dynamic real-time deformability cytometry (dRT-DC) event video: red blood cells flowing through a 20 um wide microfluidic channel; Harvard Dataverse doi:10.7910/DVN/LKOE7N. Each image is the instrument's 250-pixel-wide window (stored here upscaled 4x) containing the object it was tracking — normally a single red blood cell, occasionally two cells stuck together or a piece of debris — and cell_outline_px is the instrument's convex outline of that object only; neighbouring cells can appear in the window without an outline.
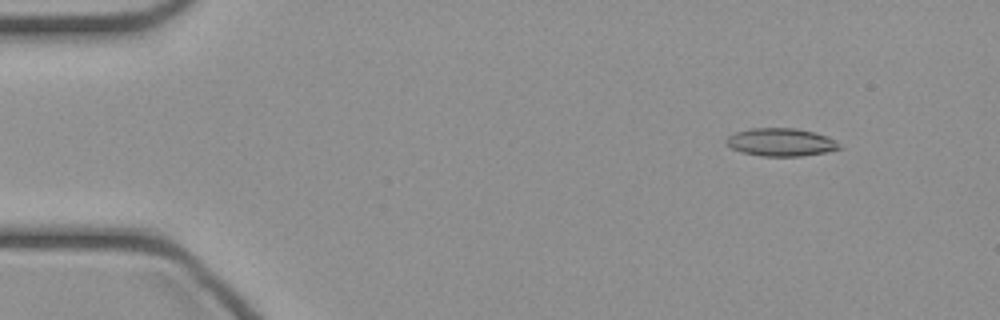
{"species": "common noctule bat (a hibernating species)", "species_latin": "Nyctalus noctula", "temperature_condition": "cold", "stored_images_in_passage": 46, "camera_frame_rate_fps": 3000, "um_per_image_px": 0.085, "animal": {"sex": "female", "body_mass_g": 21.9}, "frame": {"image": 1, "passage_image": 5, "time_ms": 1.333, "image_size_px": [1000, 320], "cell_outline_px": [[844, 148], [828, 152], [800, 156], [760, 156], [744, 152], [732, 148], [724, 140], [728, 136], [736, 132], [752, 128], [796, 128], [812, 132], [836, 140]], "centroid_in_image_um": [66.41, 12.09], "position_along_channel_um": 18.6, "area_um2": 18.32}}
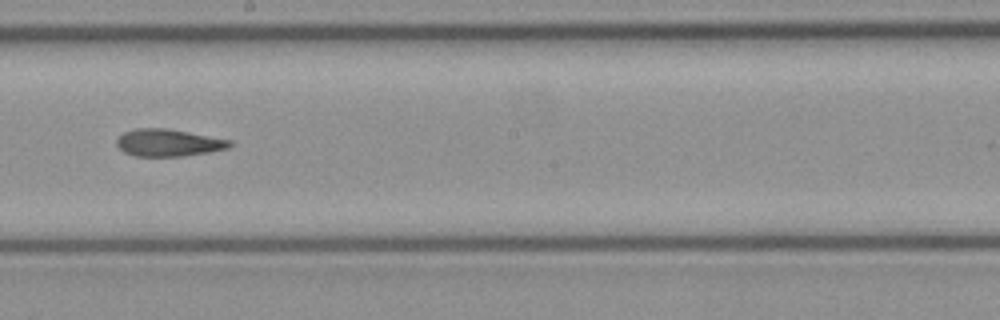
{"frame": {"image": 2, "passage_image": 26, "time_ms": 8.333, "image_size_px": [1000, 320], "cell_outline_px": [[232, 144], [228, 148], [208, 152], [184, 156], [136, 156], [124, 152], [116, 144], [116, 140], [124, 132], [136, 128], [164, 128], [188, 132], [232, 140]], "centroid_in_image_um": [14.31, 12.13], "position_along_channel_um": 233.9, "area_um2": 17.8}}
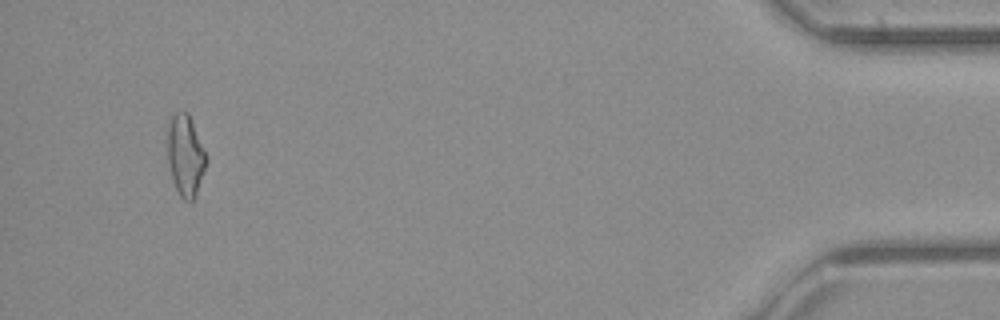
{"frame": {"image": 3, "passage_image": 44, "time_ms": 14.333, "image_size_px": [1000, 320], "cell_outline_px": [[208, 160], [196, 192], [192, 200], [184, 200], [180, 196], [172, 180], [168, 164], [168, 128], [172, 116], [176, 112], [188, 112]], "centroid_in_image_um": [15.75, 13.22], "position_along_channel_um": 419.5, "area_um2": 17.86}}